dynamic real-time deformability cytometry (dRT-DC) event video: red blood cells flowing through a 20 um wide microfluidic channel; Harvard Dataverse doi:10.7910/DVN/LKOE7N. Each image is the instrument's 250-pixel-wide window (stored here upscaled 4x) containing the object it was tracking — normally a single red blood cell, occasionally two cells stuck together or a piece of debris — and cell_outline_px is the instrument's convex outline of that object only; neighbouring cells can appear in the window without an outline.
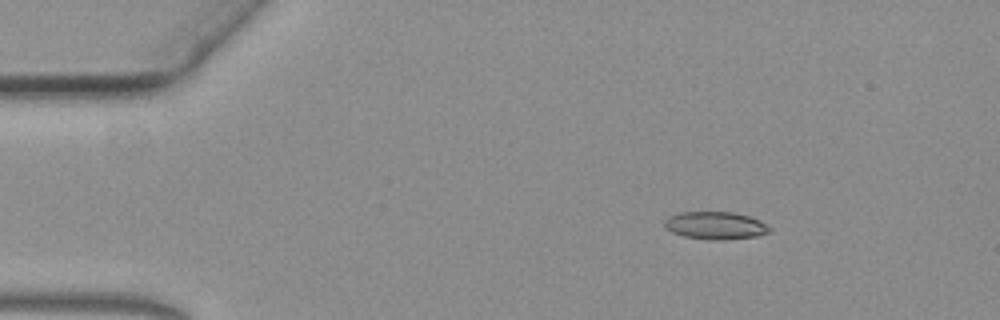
{"species": "common noctule bat (a hibernating species)", "species_latin": "Nyctalus noctula", "temperature_condition": "warm", "stored_images_in_passage": 53, "camera_frame_rate_fps": 3000, "um_per_image_px": 0.085, "animal": {"sex": "female", "body_mass_g": 19.3, "forearm_length_mm": 54.1}, "frame": {"image": 1, "passage_image": 1, "time_ms": 0.0, "image_size_px": [1000, 320], "cell_outline_px": [[772, 228], [768, 232], [756, 236], [724, 240], [712, 240], [684, 236], [672, 232], [664, 224], [664, 220], [668, 216], [680, 212], [732, 212], [752, 216], [768, 224]], "centroid_in_image_um": [60.85, 19.16], "position_along_channel_um": 24.2, "area_um2": 16.99}}
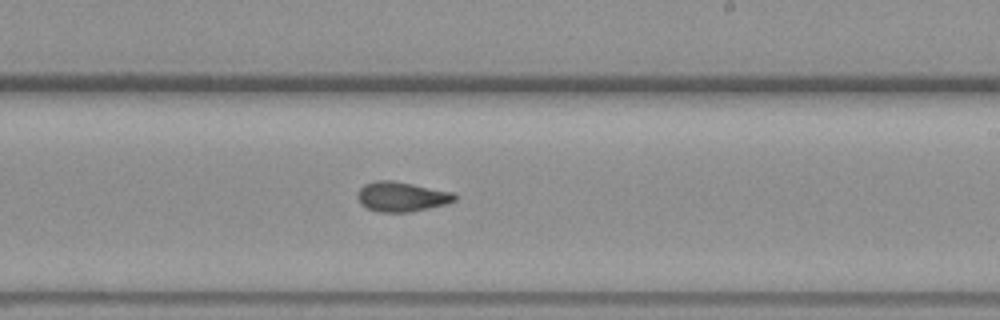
{"frame": {"image": 2, "passage_image": 28, "time_ms": 9.0, "image_size_px": [1000, 320], "cell_outline_px": [[456, 200], [448, 204], [408, 212], [380, 212], [368, 208], [360, 204], [356, 196], [356, 192], [364, 184], [376, 180], [392, 180], [452, 192], [456, 196]], "centroid_in_image_um": [34.1, 16.71], "position_along_channel_um": 254.9, "area_um2": 16.88}}
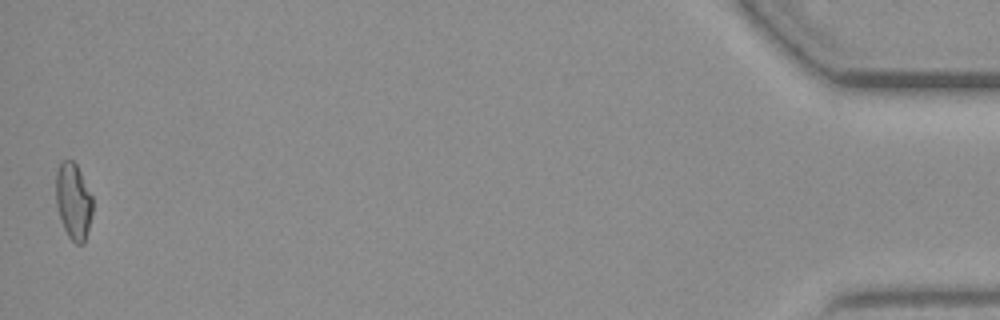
{"frame": {"image": 3, "passage_image": 52, "time_ms": 17.0, "image_size_px": [1000, 320], "cell_outline_px": [[92, 212], [84, 244], [76, 244], [68, 236], [64, 228], [56, 204], [56, 172], [60, 164], [64, 160], [72, 160], [76, 164], [92, 196]], "centroid_in_image_um": [6.23, 17.11], "position_along_channel_um": 429.0, "area_um2": 16.07}}